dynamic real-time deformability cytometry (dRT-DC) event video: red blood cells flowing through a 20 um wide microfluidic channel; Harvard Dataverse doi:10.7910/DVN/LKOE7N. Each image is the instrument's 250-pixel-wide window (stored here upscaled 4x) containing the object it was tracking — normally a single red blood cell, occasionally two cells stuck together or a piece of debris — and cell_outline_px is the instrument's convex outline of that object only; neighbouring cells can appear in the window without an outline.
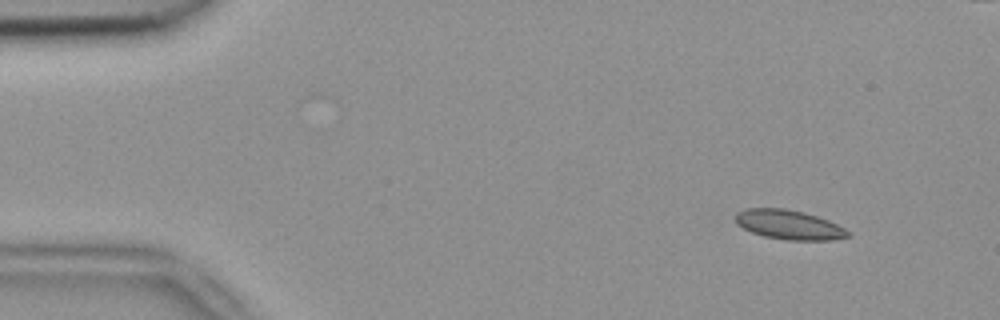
{"species": "common noctule bat (a hibernating species)", "species_latin": "Nyctalus noctula", "temperature_condition": "room temperature", "stored_images_in_passage": 7, "camera_frame_rate_fps": 3000, "um_per_image_px": 0.085, "animal": {"sex": "female", "body_mass_g": 18.4}, "frame": {"image": 1, "passage_image": 1, "time_ms": 0.0, "image_size_px": [1000, 320], "cell_outline_px": [[852, 236], [832, 240], [788, 240], [764, 236], [752, 232], [736, 224], [732, 216], [736, 212], [744, 208], [784, 208], [804, 212], [828, 220], [852, 232]], "centroid_in_image_um": [67.04, 19.09], "position_along_channel_um": 18.0, "area_um2": 19.54}}
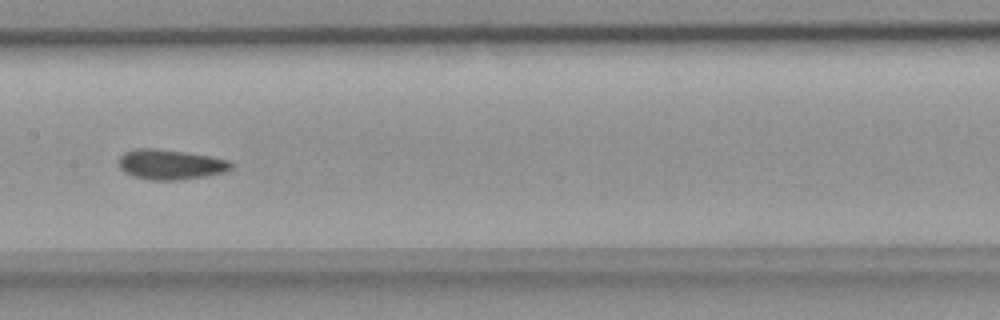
{"frame": {"image": 2, "passage_image": 7, "time_ms": 2.0, "image_size_px": [1000, 320], "cell_outline_px": [[232, 168], [224, 172], [204, 176], [180, 180], [148, 180], [132, 176], [124, 172], [120, 168], [120, 156], [124, 152], [136, 148], [156, 148], [184, 152], [208, 156], [228, 160], [232, 164]], "centroid_in_image_um": [14.45, 13.98], "position_along_channel_um": 192.9, "area_um2": 19.59}}